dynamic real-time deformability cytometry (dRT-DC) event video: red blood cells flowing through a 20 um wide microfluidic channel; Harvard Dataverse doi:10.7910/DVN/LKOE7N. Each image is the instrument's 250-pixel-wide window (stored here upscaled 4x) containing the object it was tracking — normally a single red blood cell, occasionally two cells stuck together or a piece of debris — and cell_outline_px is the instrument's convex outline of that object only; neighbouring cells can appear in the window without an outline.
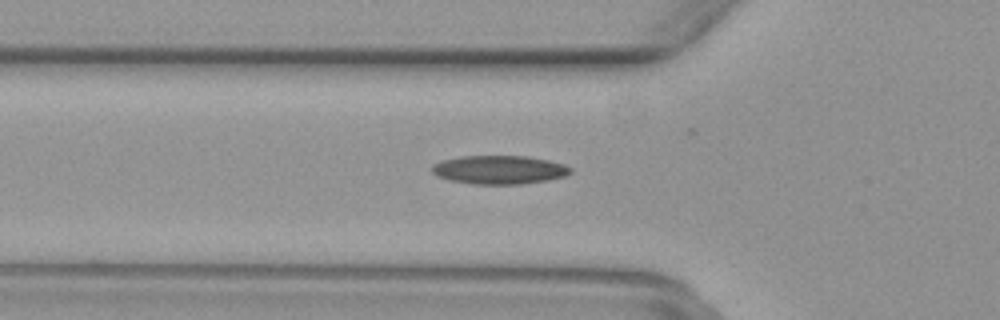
{"species": "common noctule bat (a hibernating species)", "species_latin": "Nyctalus noctula", "temperature_condition": "warm", "stored_images_in_passage": 50, "camera_frame_rate_fps": 3000, "um_per_image_px": 0.085, "animal": {"sex": "female", "body_mass_g": 29.2, "forearm_length_mm": 56.3}, "frame": {"image": 1, "passage_image": 17, "time_ms": 5.333, "image_size_px": [1000, 320], "cell_outline_px": [[572, 172], [564, 176], [548, 180], [520, 184], [472, 184], [452, 180], [436, 176], [432, 172], [432, 164], [444, 160], [460, 156], [528, 156], [548, 160], [564, 164], [572, 168]], "centroid_in_image_um": [42.45, 14.43], "position_along_channel_um": 83.4, "area_um2": 23.06}}
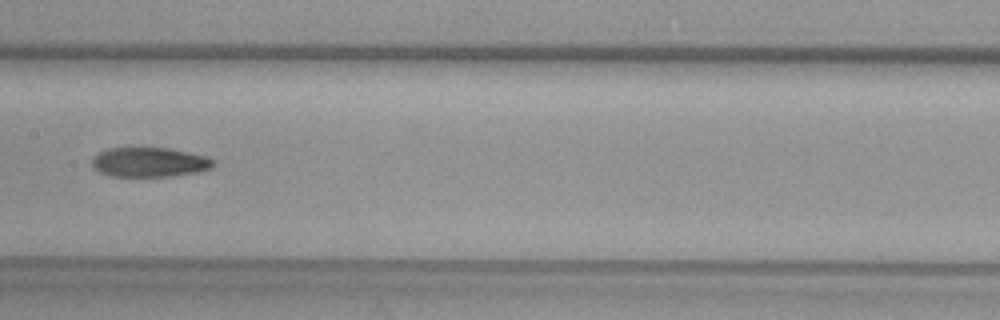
{"frame": {"image": 2, "passage_image": 25, "time_ms": 8.0, "image_size_px": [1000, 320], "cell_outline_px": [[216, 164], [212, 168], [196, 172], [168, 176], [112, 176], [100, 172], [92, 168], [92, 160], [100, 152], [108, 148], [168, 148], [204, 156], [216, 160]], "centroid_in_image_um": [12.71, 13.79], "position_along_channel_um": 194.7, "area_um2": 20.69}}
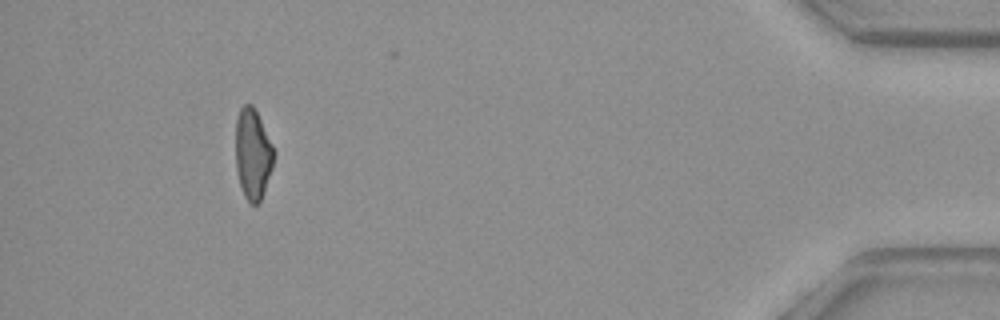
{"frame": {"image": 3, "passage_image": 46, "time_ms": 15.0, "image_size_px": [1000, 320], "cell_outline_px": [[276, 152], [272, 168], [264, 192], [260, 200], [256, 204], [248, 204], [244, 196], [240, 184], [236, 168], [236, 116], [240, 108], [244, 104], [252, 104]], "centroid_in_image_um": [21.48, 13.1], "position_along_channel_um": 413.7, "area_um2": 20.17}}